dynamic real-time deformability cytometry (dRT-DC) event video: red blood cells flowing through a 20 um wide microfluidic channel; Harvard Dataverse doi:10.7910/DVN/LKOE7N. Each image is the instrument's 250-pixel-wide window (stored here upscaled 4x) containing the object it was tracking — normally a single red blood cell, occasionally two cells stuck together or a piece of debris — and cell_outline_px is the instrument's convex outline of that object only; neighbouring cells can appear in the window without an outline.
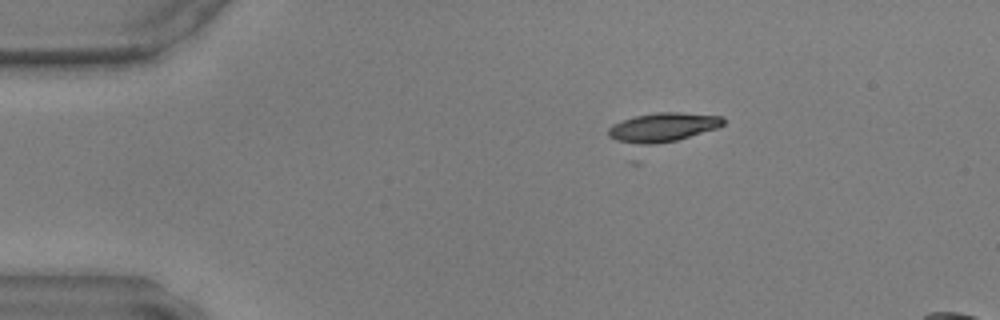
{"species": "common noctule bat (a hibernating species)", "species_latin": "Nyctalus noctula", "temperature_condition": "warm", "stored_images_in_passage": 7, "camera_frame_rate_fps": 3000, "um_per_image_px": 0.085, "animal": {"sex": "male", "body_mass_g": 17.9, "forearm_length_mm": 54.2}, "frame": {"image": 1, "passage_image": 1, "time_ms": 0.0, "image_size_px": [1000, 320], "cell_outline_px": [[724, 124], [716, 128], [676, 140], [644, 148], [640, 148], [616, 140], [608, 136], [608, 128], [612, 124], [636, 116], [656, 112], [680, 112], [724, 116]], "centroid_in_image_um": [56.28, 10.86], "position_along_channel_um": 28.7, "area_um2": 19.94}}